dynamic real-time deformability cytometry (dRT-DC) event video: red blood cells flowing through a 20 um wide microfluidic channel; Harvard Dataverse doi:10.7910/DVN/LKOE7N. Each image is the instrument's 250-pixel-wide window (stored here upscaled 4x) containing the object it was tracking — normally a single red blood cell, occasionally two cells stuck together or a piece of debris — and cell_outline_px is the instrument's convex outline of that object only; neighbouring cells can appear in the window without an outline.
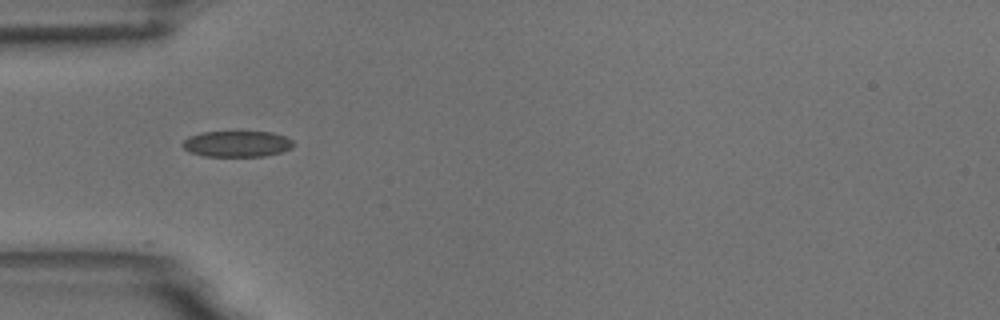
{"species": "common noctule bat (a hibernating species)", "species_latin": "Nyctalus noctula", "temperature_condition": "room temperature", "stored_images_in_passage": 5, "camera_frame_rate_fps": 3000, "um_per_image_px": 0.085, "animal": {"sex": "male", "body_mass_g": 18.8}, "frame": {"image": 1, "passage_image": 5, "time_ms": 4.667, "image_size_px": [1000, 320], "cell_outline_px": [[292, 148], [280, 152], [264, 156], [204, 156], [188, 152], [180, 144], [188, 136], [200, 132], [236, 128], [272, 132], [284, 136], [292, 140]], "centroid_in_image_um": [20.08, 12.16], "position_along_channel_um": 64.9, "area_um2": 17.86}}